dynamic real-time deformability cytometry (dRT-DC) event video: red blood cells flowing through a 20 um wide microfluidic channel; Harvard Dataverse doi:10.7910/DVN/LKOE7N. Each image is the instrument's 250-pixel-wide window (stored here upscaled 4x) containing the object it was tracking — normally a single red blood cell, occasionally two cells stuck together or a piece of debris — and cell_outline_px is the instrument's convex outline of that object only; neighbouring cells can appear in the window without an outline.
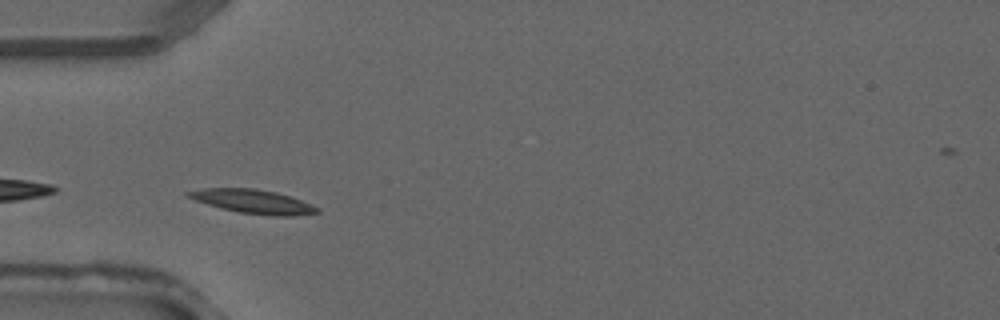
{"species": "common noctule bat (a hibernating species)", "species_latin": "Nyctalus noctula", "temperature_condition": "warm", "stored_images_in_passage": 2, "camera_frame_rate_fps": 3000, "um_per_image_px": 0.085, "animal": {"sex": "male", "forearm_length_mm": 52.5}, "frame": {"image": 1, "passage_image": 2, "time_ms": 0.333, "image_size_px": [1000, 320], "cell_outline_px": [[320, 212], [292, 216], [276, 216], [240, 212], [220, 208], [184, 196], [184, 192], [204, 188], [252, 188], [276, 192], [300, 200], [320, 208]], "centroid_in_image_um": [21.47, 17.12], "position_along_channel_um": 63.5, "area_um2": 17.74}}